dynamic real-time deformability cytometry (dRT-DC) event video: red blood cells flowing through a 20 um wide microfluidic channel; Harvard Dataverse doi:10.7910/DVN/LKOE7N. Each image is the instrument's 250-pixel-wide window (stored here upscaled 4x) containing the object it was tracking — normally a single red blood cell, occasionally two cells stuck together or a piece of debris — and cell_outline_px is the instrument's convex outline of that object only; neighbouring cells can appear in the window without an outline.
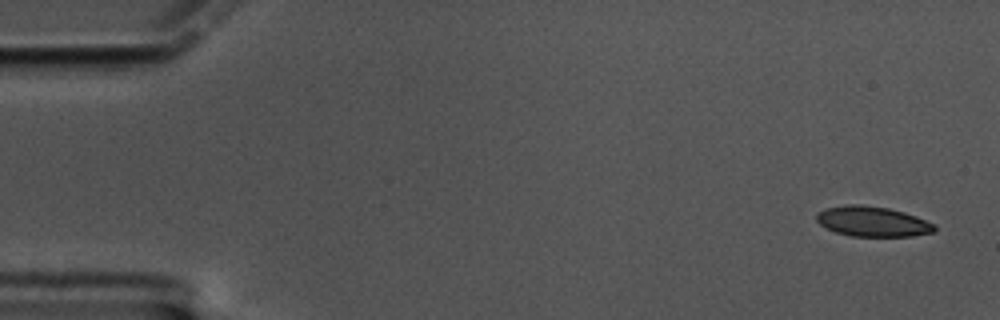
{"species": "common noctule bat (a hibernating species)", "species_latin": "Nyctalus noctula", "temperature_condition": "cold", "stored_images_in_passage": 58, "camera_frame_rate_fps": 3000, "um_per_image_px": 0.085, "animal": {"sex": "male", "body_mass_g": 17.5, "forearm_length_mm": 52.3}, "frame": {"image": 1, "passage_image": 1, "time_ms": 0.0, "image_size_px": [1000, 320], "cell_outline_px": [[936, 232], [912, 236], [852, 236], [836, 232], [820, 224], [816, 220], [816, 216], [824, 208], [848, 204], [860, 204], [888, 208], [904, 212], [916, 216], [936, 224]], "centroid_in_image_um": [74.2, 18.82], "position_along_channel_um": 10.8, "area_um2": 20.75}}
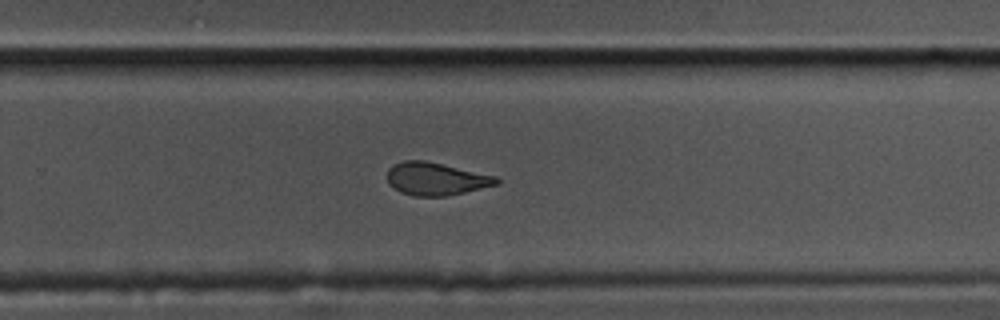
{"frame": {"image": 2, "passage_image": 37, "time_ms": 12.0, "image_size_px": [1000, 320], "cell_outline_px": [[500, 184], [448, 196], [416, 196], [400, 192], [392, 188], [388, 184], [388, 168], [392, 164], [404, 160], [424, 160], [496, 176], [500, 180]], "centroid_in_image_um": [37.04, 15.21], "position_along_channel_um": 292.8, "area_um2": 20.98}}
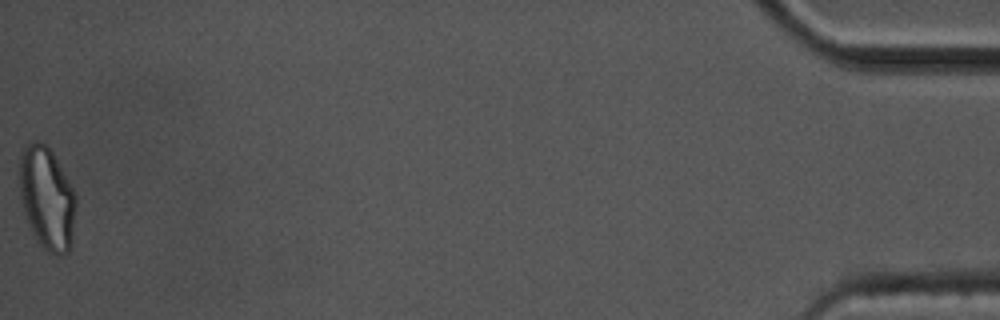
{"frame": {"image": 3, "passage_image": 58, "time_ms": 19.0, "image_size_px": [1000, 320], "cell_outline_px": [[76, 204], [72, 244], [68, 252], [48, 252], [40, 244], [28, 224], [20, 200], [20, 152], [28, 140], [36, 140], [44, 144], [52, 152], [76, 192]], "centroid_in_image_um": [3.99, 16.8], "position_along_channel_um": 431.2, "area_um2": 33.81}, "authors_computed_cell_mechanics": {"area_um2": 22.1085, "velocity_mm_per_s": 3.3892, "shape_relaxation_time_tau1_ms": 7.3721, "shape_relaxation_time_tau2_ms": 2.6231, "deformation_change_tau1": 0.1682, "deformation_change_tau2": 0.0686}}